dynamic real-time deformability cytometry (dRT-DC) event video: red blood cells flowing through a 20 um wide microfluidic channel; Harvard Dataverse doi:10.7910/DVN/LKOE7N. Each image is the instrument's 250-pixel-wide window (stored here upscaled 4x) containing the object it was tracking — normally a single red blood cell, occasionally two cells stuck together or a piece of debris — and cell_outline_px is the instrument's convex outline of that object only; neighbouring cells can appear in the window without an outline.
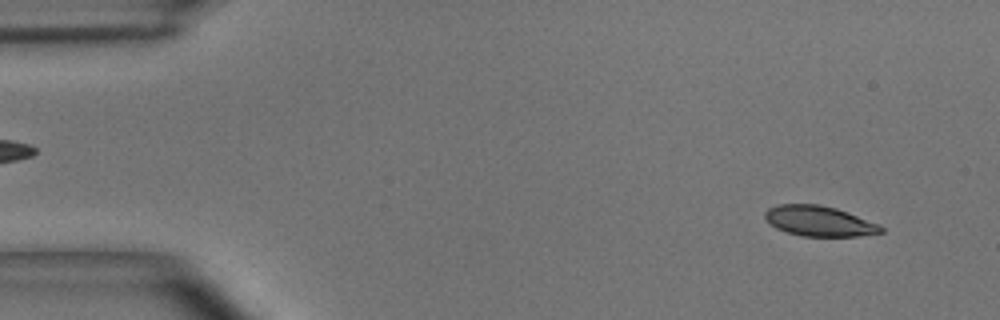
{"species": "common noctule bat (a hibernating species)", "species_latin": "Nyctalus noctula", "temperature_condition": "room temperature", "stored_images_in_passage": 49, "camera_frame_rate_fps": 3000, "um_per_image_px": 0.085, "animal": {"sex": "male", "body_mass_g": 15.6}, "frame": {"image": 1, "passage_image": 3, "time_ms": 0.667, "image_size_px": [1000, 320], "cell_outline_px": [[884, 232], [856, 236], [804, 236], [788, 232], [776, 228], [768, 224], [764, 216], [764, 212], [768, 208], [780, 204], [820, 204], [836, 208], [848, 212], [880, 224], [884, 228]], "centroid_in_image_um": [69.63, 18.78], "position_along_channel_um": 15.4, "area_um2": 20.58}}
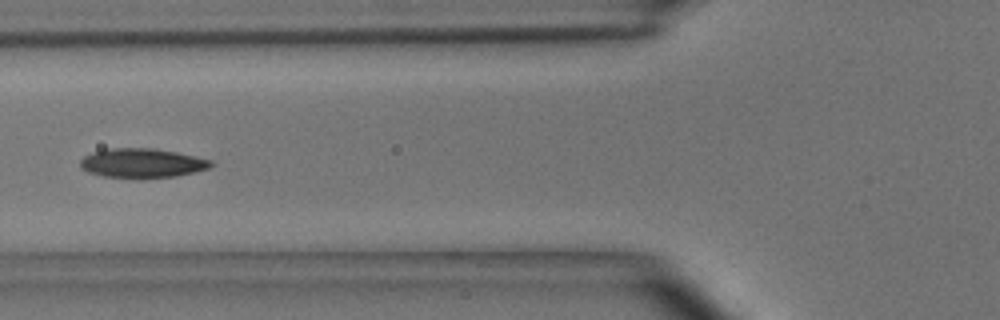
{"frame": {"image": 2, "passage_image": 18, "time_ms": 5.667, "image_size_px": [1000, 320], "cell_outline_px": [[216, 164], [208, 168], [176, 176], [140, 180], [104, 176], [88, 172], [80, 168], [80, 160], [84, 156], [92, 152], [112, 148], [152, 148], [176, 152], [212, 160]], "centroid_in_image_um": [12.07, 13.89], "position_along_channel_um": 113.7, "area_um2": 22.72}}
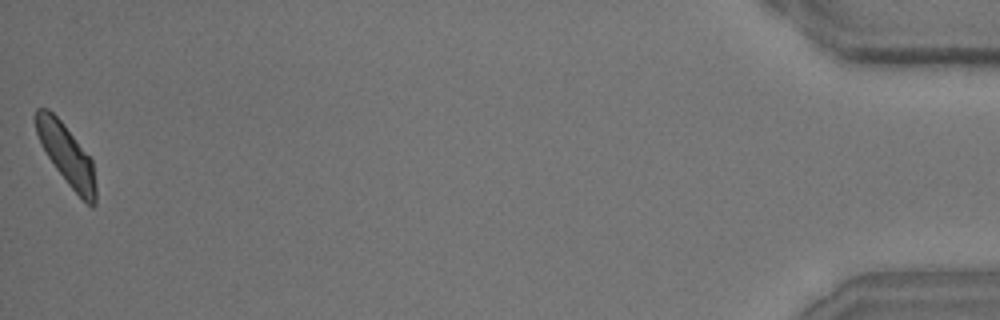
{"frame": {"image": 3, "passage_image": 49, "time_ms": 16.0, "image_size_px": [1000, 320], "cell_outline_px": [[96, 204], [92, 208], [68, 184], [56, 168], [48, 156], [36, 132], [32, 116], [36, 108], [48, 108], [64, 124], [92, 160], [96, 184]], "centroid_in_image_um": [5.64, 13.12], "position_along_channel_um": 429.6, "area_um2": 20.92}, "authors_computed_cell_mechanics": {"area_um2": 21.386, "velocity_mm_per_s": 3.9726, "shape_relaxation_time_tau1_ms": 2.9741, "shape_relaxation_time_tau2_ms": 3.0442, "deformation_change_tau1": 0.1298, "deformation_change_tau2": 0.0873}}